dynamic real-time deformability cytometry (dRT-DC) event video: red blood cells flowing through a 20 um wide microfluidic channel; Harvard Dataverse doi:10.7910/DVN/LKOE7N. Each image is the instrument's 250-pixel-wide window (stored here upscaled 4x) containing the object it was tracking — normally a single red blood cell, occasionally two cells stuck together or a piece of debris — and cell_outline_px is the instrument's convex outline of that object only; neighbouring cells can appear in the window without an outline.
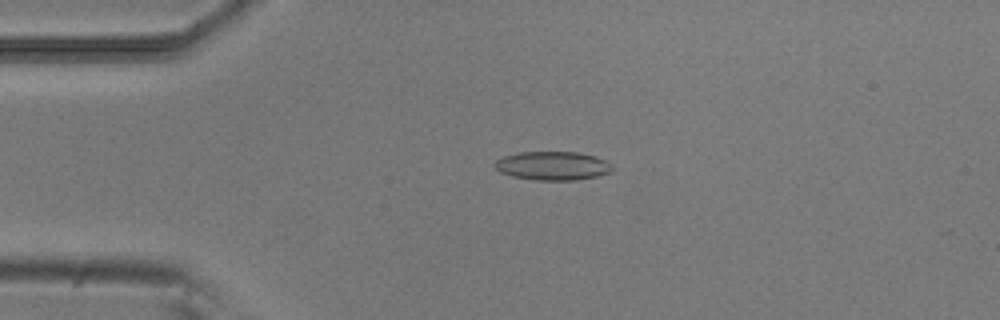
{"species": "common noctule bat (a hibernating species)", "species_latin": "Nyctalus noctula", "temperature_condition": "room temperature", "stored_images_in_passage": 43, "camera_frame_rate_fps": 3000, "um_per_image_px": 0.085, "animal": {"sex": "male", "body_mass_g": 20.5, "forearm_length_mm": 52.5}, "frame": {"image": 1, "passage_image": 3, "time_ms": 0.667, "image_size_px": [1000, 320], "cell_outline_px": [[612, 172], [596, 176], [576, 180], [536, 180], [512, 176], [500, 172], [492, 164], [496, 160], [504, 156], [520, 152], [576, 152], [596, 156], [612, 164]], "centroid_in_image_um": [46.97, 14.09], "position_along_channel_um": 38.0, "area_um2": 19.65}}
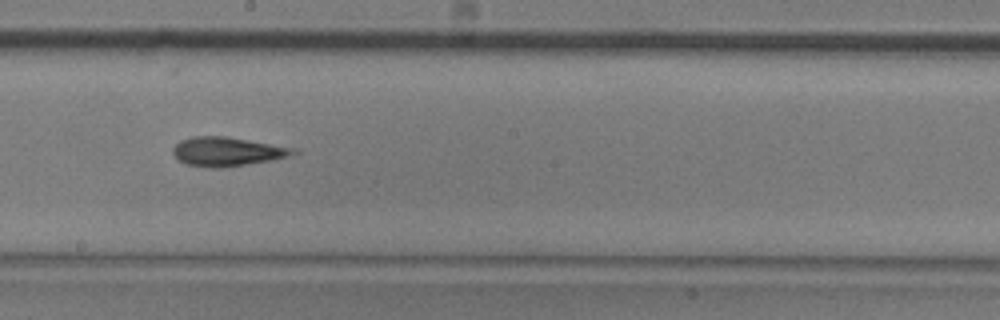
{"frame": {"image": 2, "passage_image": 20, "time_ms": 6.333, "image_size_px": [1000, 320], "cell_outline_px": [[300, 152], [288, 156], [272, 160], [220, 168], [212, 168], [184, 164], [172, 152], [172, 148], [180, 140], [192, 136], [224, 136], [300, 148]], "centroid_in_image_um": [19.35, 12.87], "position_along_channel_um": 228.9, "area_um2": 20.52}}
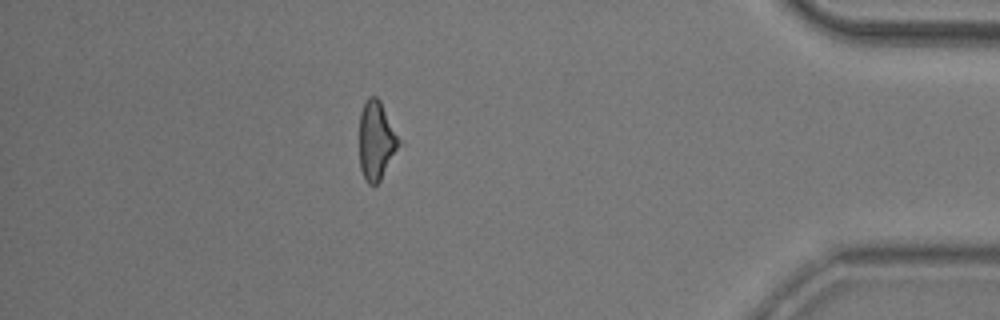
{"frame": {"image": 3, "passage_image": 37, "time_ms": 12.0, "image_size_px": [1000, 320], "cell_outline_px": [[404, 144], [380, 180], [376, 184], [368, 184], [364, 180], [360, 168], [360, 112], [364, 100], [368, 96], [376, 96], [380, 100]], "centroid_in_image_um": [32.03, 11.94], "position_along_channel_um": 403.2, "area_um2": 18.84}, "authors_computed_cell_mechanics": {"area_um2": 19.4208, "velocity_mm_per_s": 3.8499, "shape_relaxation_time_tau1_ms": 4.8921, "shape_relaxation_time_tau2_ms": 3.496, "deformation_change_tau1": 0.1112, "deformation_change_tau2": 0.1552}}